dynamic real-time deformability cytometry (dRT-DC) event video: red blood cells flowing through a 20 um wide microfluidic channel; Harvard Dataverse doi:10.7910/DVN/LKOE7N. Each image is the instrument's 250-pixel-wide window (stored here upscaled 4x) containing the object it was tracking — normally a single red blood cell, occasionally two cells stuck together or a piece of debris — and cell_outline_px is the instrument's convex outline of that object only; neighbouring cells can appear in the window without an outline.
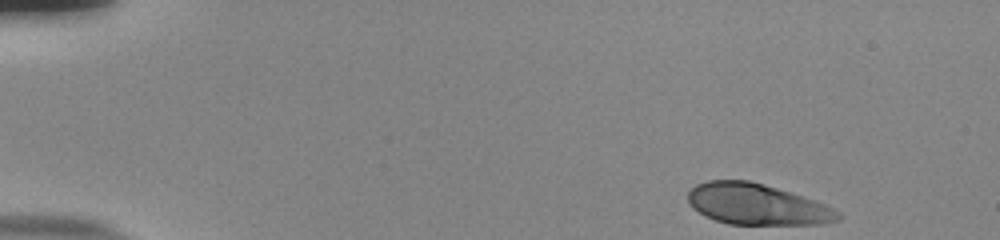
{"species": "human", "species_latin": "Homo sapiens", "temperature_condition": "room temperature", "stored_images_in_passage": 49, "camera_frame_rate_fps": 3000, "um_per_image_px": 0.085, "donor": {"sex": "male"}, "frame": {"image": 1, "passage_image": 1, "time_ms": 0.0, "image_size_px": [1000, 240], "cell_outline_px": [[840, 220], [816, 224], [728, 224], [716, 220], [692, 208], [688, 204], [688, 192], [696, 184], [708, 180], [748, 180], [764, 184], [824, 204], [840, 212]], "centroid_in_image_um": [64.29, 17.36], "position_along_channel_um": 20.7, "area_um2": 35.37}}
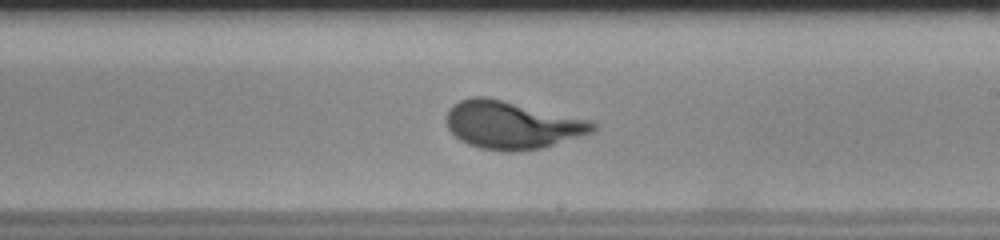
{"frame": {"image": 2, "passage_image": 28, "time_ms": 9.0, "image_size_px": [1000, 240], "cell_outline_px": [[600, 124], [592, 132], [544, 148], [512, 152], [504, 152], [480, 148], [468, 144], [460, 140], [448, 128], [448, 108], [452, 104], [460, 100], [472, 96], [488, 96], [596, 120]], "centroid_in_image_um": [43.59, 10.6], "position_along_channel_um": 245.4, "area_um2": 41.56}}
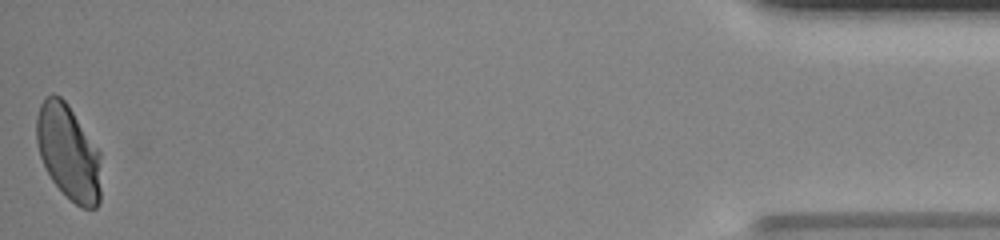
{"frame": {"image": 3, "passage_image": 49, "time_ms": 16.0, "image_size_px": [1000, 240], "cell_outline_px": [[100, 204], [96, 208], [80, 208], [52, 180], [40, 156], [36, 140], [36, 116], [40, 104], [44, 96], [52, 92], [60, 96], [68, 104], [100, 152]], "centroid_in_image_um": [5.81, 12.91], "position_along_channel_um": 429.4, "area_um2": 35.78}, "authors_computed_cell_mechanics": {"area_um2": 38.2636, "velocity_mm_per_s": 3.8045, "shape_relaxation_time_tau1_ms": 4.782, "shape_relaxation_time_tau2_ms": null, "deformation_change_tau1": 0.1812, "deformation_change_tau2": null}}